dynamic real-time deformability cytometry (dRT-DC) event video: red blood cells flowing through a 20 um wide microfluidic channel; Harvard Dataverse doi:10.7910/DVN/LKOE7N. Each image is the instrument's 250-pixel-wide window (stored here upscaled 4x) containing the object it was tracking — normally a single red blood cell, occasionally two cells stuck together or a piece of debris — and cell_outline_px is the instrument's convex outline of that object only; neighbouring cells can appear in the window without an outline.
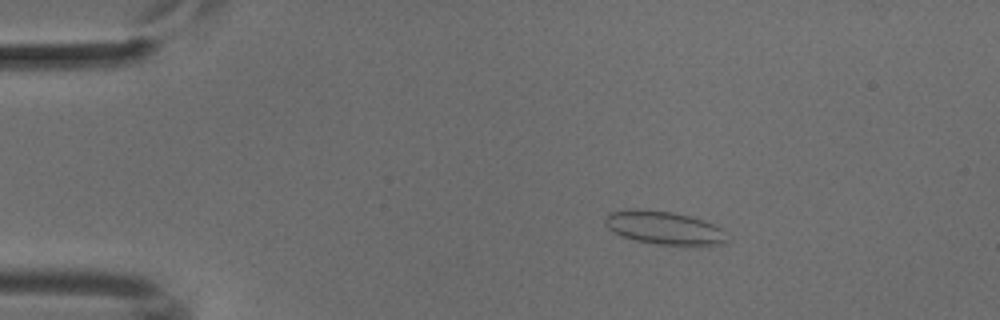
{"species": "common noctule bat (a hibernating species)", "species_latin": "Nyctalus noctula", "temperature_condition": "cold", "stored_images_in_passage": 52, "camera_frame_rate_fps": 3000, "um_per_image_px": 0.085, "animal": {"sex": "male", "body_mass_g": 18.8}, "frame": {"image": 1, "passage_image": 9, "time_ms": 2.667, "image_size_px": [1000, 320], "cell_outline_px": [[728, 240], [720, 244], [656, 244], [636, 240], [620, 236], [608, 228], [604, 224], [604, 220], [608, 212], [624, 208], [636, 208], [672, 212], [692, 216], [704, 220], [724, 228]], "centroid_in_image_um": [56.4, 19.32], "position_along_channel_um": 28.6, "area_um2": 23.81}}
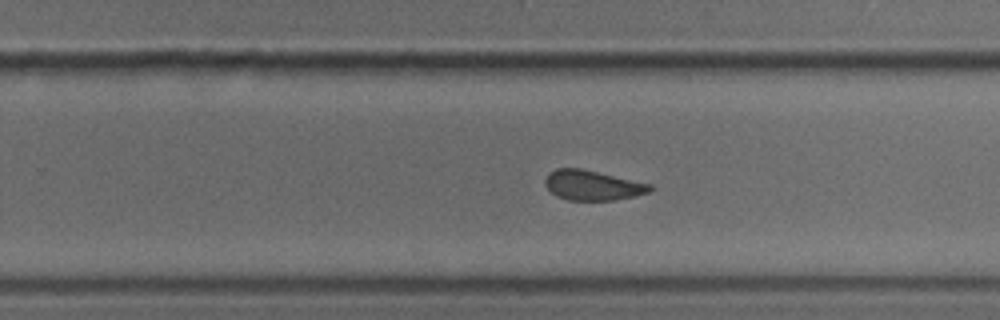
{"frame": {"image": 2, "passage_image": 33, "time_ms": 10.667, "image_size_px": [1000, 320], "cell_outline_px": [[652, 192], [612, 200], [568, 200], [556, 196], [544, 184], [544, 180], [548, 172], [556, 168], [580, 168], [652, 184]], "centroid_in_image_um": [50.34, 15.74], "position_along_channel_um": 279.5, "area_um2": 18.26}}
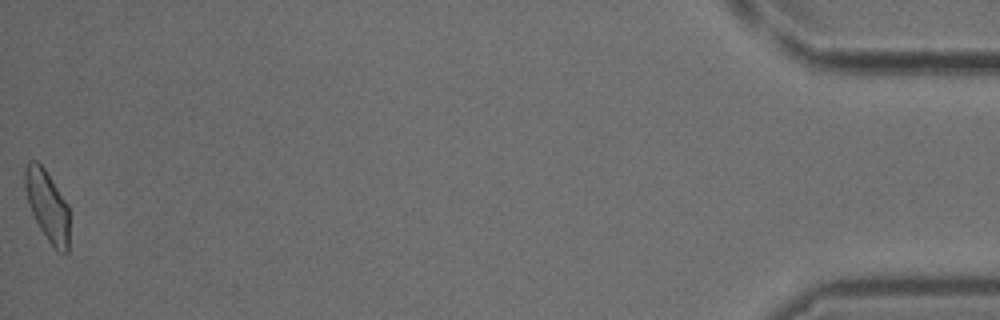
{"frame": {"image": 3, "passage_image": 52, "time_ms": 17.0, "image_size_px": [1000, 320], "cell_outline_px": [[68, 252], [60, 252], [48, 240], [40, 228], [28, 204], [24, 188], [24, 168], [28, 160], [36, 160], [44, 168], [68, 204]], "centroid_in_image_um": [3.99, 17.42], "position_along_channel_um": 431.2, "area_um2": 18.09}}